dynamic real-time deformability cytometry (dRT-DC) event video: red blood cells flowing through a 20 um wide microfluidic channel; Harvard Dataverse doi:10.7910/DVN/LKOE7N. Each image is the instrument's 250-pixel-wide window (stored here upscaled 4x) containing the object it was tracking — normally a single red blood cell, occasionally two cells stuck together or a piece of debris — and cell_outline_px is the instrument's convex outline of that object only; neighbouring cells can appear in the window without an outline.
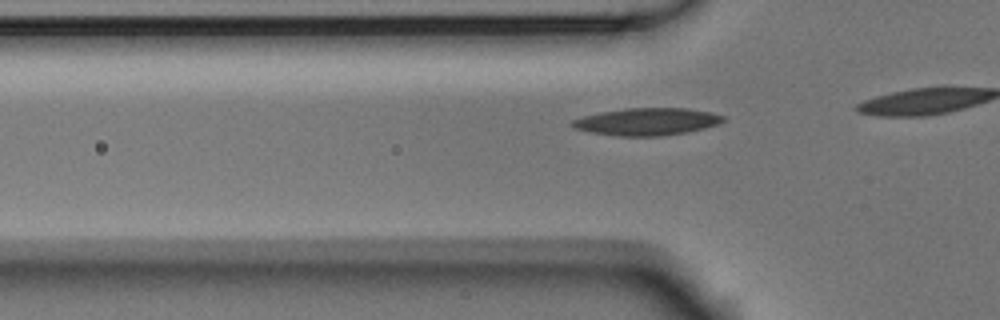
{"species": "Egyptian fruit bat (a non-hibernating species)", "species_latin": "Rousettus aegyptiacus", "temperature_condition": "room temperature", "stored_images_in_passage": 16, "camera_frame_rate_fps": 3000, "um_per_image_px": 0.085, "animal": {"sex": "male"}, "frame": {"image": 1, "passage_image": 11, "time_ms": 3.333, "image_size_px": [1000, 320], "cell_outline_px": [[724, 120], [716, 124], [704, 128], [688, 132], [660, 136], [616, 136], [588, 132], [572, 128], [568, 124], [572, 120], [584, 116], [600, 112], [624, 108], [684, 108], [712, 112], [724, 116]], "centroid_in_image_um": [54.93, 10.34], "position_along_channel_um": 70.9, "area_um2": 24.16}}
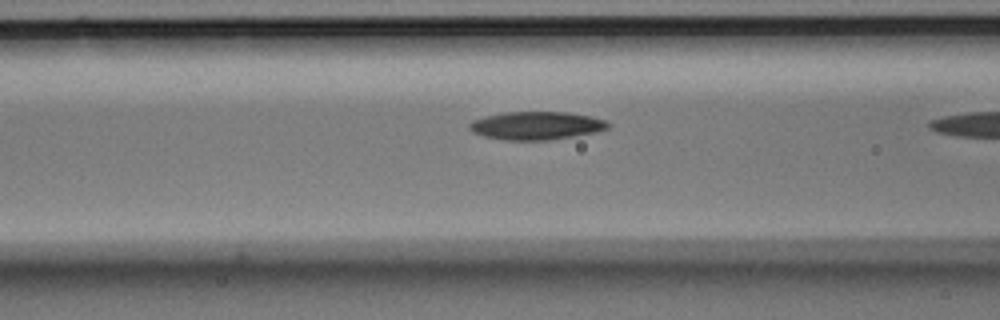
{"frame": {"image": 2, "passage_image": 15, "time_ms": 4.667, "image_size_px": [1000, 320], "cell_outline_px": [[612, 124], [608, 128], [596, 132], [548, 140], [504, 140], [484, 136], [472, 132], [468, 128], [468, 124], [472, 120], [484, 116], [504, 112], [568, 112], [592, 116], [608, 120]], "centroid_in_image_um": [45.6, 10.67], "position_along_channel_um": 121.0, "area_um2": 22.95}}